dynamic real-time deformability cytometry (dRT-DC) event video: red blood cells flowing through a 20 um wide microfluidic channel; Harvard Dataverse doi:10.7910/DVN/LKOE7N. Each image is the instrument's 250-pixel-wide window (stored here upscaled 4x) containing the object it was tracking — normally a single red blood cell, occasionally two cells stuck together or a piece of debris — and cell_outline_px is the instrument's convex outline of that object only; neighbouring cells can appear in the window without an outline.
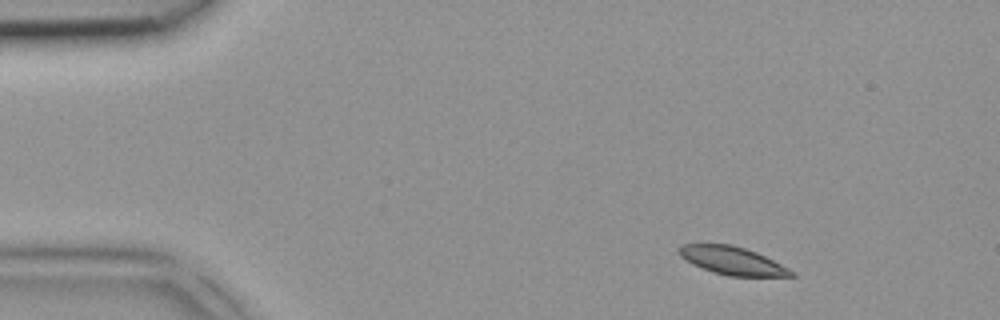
{"species": "common noctule bat (a hibernating species)", "species_latin": "Nyctalus noctula", "temperature_condition": "room temperature", "stored_images_in_passage": 4, "camera_frame_rate_fps": 3000, "um_per_image_px": 0.085, "animal": {"sex": "female", "body_mass_g": 18.4}, "frame": {"image": 1, "passage_image": 1, "time_ms": 0.0, "image_size_px": [1000, 320], "cell_outline_px": [[796, 276], [728, 276], [712, 272], [692, 264], [680, 256], [676, 252], [676, 248], [680, 244], [732, 244], [756, 252], [796, 272]], "centroid_in_image_um": [62.19, 22.15], "position_along_channel_um": 22.8, "area_um2": 18.38}}
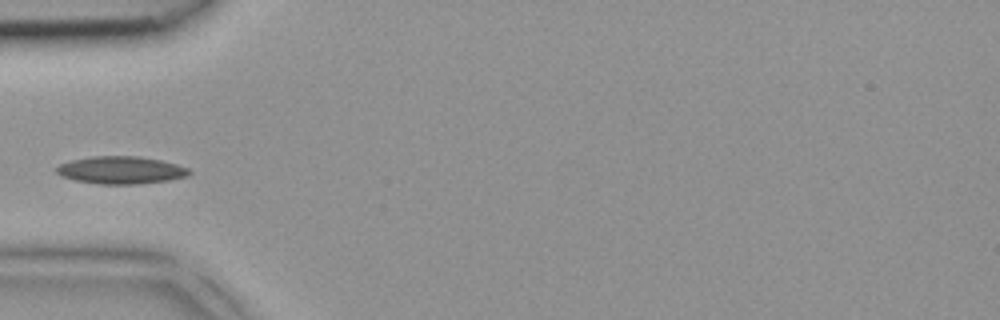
{"frame": {"image": 2, "passage_image": 3, "time_ms": 0.667, "image_size_px": [1000, 320], "cell_outline_px": [[192, 172], [188, 176], [168, 180], [140, 184], [96, 184], [76, 180], [60, 176], [56, 172], [56, 168], [60, 164], [72, 160], [92, 156], [140, 156], [160, 160], [176, 164], [188, 168]], "centroid_in_image_um": [10.28, 14.46], "position_along_channel_um": 74.7, "area_um2": 21.33}}